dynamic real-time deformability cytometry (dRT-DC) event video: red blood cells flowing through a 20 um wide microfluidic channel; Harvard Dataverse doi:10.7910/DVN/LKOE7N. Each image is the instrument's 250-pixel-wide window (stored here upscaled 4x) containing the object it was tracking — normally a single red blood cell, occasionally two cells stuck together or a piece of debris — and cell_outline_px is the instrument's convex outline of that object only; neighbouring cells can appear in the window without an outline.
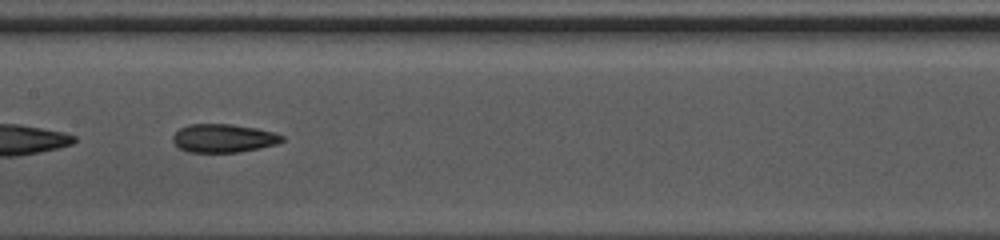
{"species": "common noctule bat (a hibernating species)", "species_latin": "Nyctalus noctula", "temperature_condition": "warm", "stored_images_in_passage": 31, "camera_frame_rate_fps": 3000, "um_per_image_px": 0.085, "animal": {"sex": "female", "body_mass_g": 10.0, "forearm_length_mm": 53.1}, "frame": {"image": 1, "passage_image": 14, "time_ms": 4.333, "image_size_px": [1000, 240], "cell_outline_px": [[284, 140], [280, 144], [240, 152], [188, 152], [180, 148], [172, 140], [172, 136], [180, 128], [188, 124], [232, 124], [256, 128], [272, 132], [284, 136]], "centroid_in_image_um": [19.02, 11.75], "position_along_channel_um": 188.4, "area_um2": 18.15}, "authors_computed_cell_mechanics": {"area_um2": 18.496, "velocity_mm_per_s": 4.273, "shape_relaxation_time_tau1_ms": 6.1803, "shape_relaxation_time_tau2_ms": 2.3291, "deformation_change_tau1": 0.1246, "deformation_change_tau2": 0.1031}}